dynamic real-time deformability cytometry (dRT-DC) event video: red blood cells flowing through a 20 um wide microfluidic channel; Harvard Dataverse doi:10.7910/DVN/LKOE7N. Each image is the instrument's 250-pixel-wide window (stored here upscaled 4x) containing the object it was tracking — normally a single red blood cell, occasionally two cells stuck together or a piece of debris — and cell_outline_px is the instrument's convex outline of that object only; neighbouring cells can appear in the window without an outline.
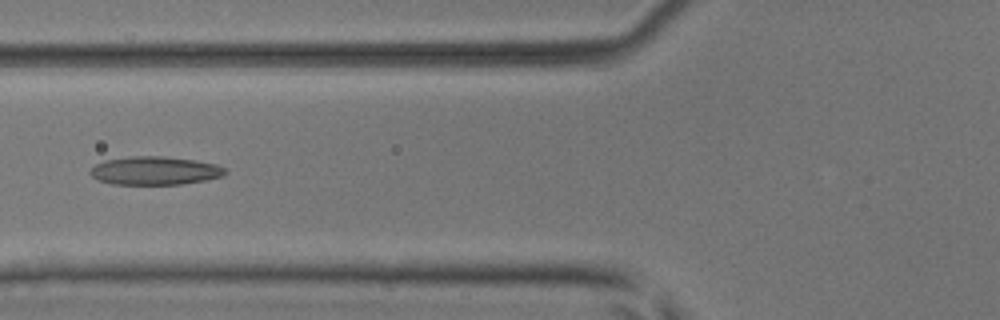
{"species": "common noctule bat (a hibernating species)", "species_latin": "Nyctalus noctula", "temperature_condition": "room temperature", "stored_images_in_passage": 3, "camera_frame_rate_fps": 3000, "um_per_image_px": 0.085, "animal": {"sex": "male", "body_mass_g": 17.9, "forearm_length_mm": 54.2}, "frame": {"image": 1, "passage_image": 2, "time_ms": 0.333, "image_size_px": [1000, 320], "cell_outline_px": [[228, 172], [220, 176], [204, 180], [180, 184], [112, 184], [100, 180], [92, 176], [88, 172], [96, 164], [104, 160], [132, 156], [160, 156], [196, 160], [216, 164], [224, 168]], "centroid_in_image_um": [13.14, 14.5], "position_along_channel_um": 112.7, "area_um2": 22.08}}
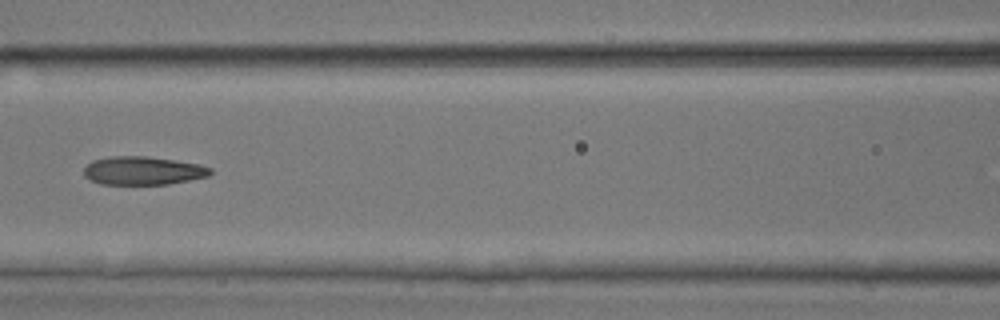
{"frame": {"image": 2, "passage_image": 3, "time_ms": 0.667, "image_size_px": [1000, 320], "cell_outline_px": [[212, 172], [208, 176], [168, 184], [100, 184], [84, 176], [84, 168], [92, 160], [112, 156], [144, 156], [172, 160], [196, 164], [212, 168]], "centroid_in_image_um": [12.12, 14.51], "position_along_channel_um": 154.5, "area_um2": 20.63}}